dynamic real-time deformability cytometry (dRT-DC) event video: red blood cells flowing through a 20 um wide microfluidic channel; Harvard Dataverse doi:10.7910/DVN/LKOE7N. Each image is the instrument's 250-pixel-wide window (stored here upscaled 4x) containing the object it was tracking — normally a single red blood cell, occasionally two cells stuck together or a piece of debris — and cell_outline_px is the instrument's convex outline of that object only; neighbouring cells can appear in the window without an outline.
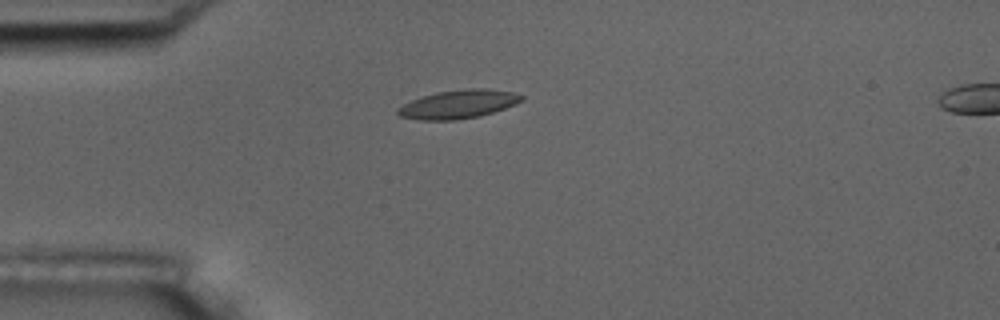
{"species": "common noctule bat (a hibernating species)", "species_latin": "Nyctalus noctula", "temperature_condition": "room temperature", "stored_images_in_passage": 6, "camera_frame_rate_fps": 3000, "um_per_image_px": 0.085, "animal": {"sex": "male", "body_mass_g": 17.5, "forearm_length_mm": 52.3}, "frame": {"image": 1, "passage_image": 6, "time_ms": 7.0, "image_size_px": [1000, 320], "cell_outline_px": [[524, 100], [516, 104], [480, 116], [456, 120], [420, 120], [400, 116], [396, 112], [396, 108], [420, 96], [436, 92], [468, 88], [484, 88], [512, 92], [524, 96]], "centroid_in_image_um": [38.95, 8.85], "position_along_channel_um": 46.1, "area_um2": 20.63}}